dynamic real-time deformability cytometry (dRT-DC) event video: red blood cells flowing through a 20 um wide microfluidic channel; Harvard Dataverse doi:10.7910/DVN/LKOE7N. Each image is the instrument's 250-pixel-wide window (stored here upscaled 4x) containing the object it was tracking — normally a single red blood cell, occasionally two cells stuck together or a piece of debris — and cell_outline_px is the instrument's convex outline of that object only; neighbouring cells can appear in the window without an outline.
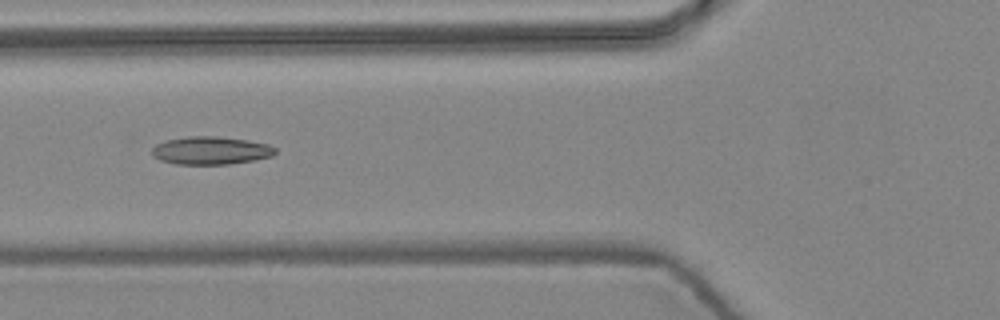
{"species": "common noctule bat (a hibernating species)", "species_latin": "Nyctalus noctula", "temperature_condition": "warm", "stored_images_in_passage": 8, "camera_frame_rate_fps": 3000, "um_per_image_px": 0.085, "animal": {"sex": "female", "body_mass_g": 24.6, "forearm_length_mm": 56.2}, "frame": {"image": 1, "passage_image": 5, "time_ms": 1.333, "image_size_px": [1000, 320], "cell_outline_px": [[276, 152], [272, 156], [256, 160], [228, 164], [176, 164], [160, 160], [152, 156], [152, 148], [156, 144], [168, 140], [188, 136], [216, 136], [248, 140], [268, 144], [276, 148]], "centroid_in_image_um": [17.93, 12.79], "position_along_channel_um": 107.9, "area_um2": 20.11}}
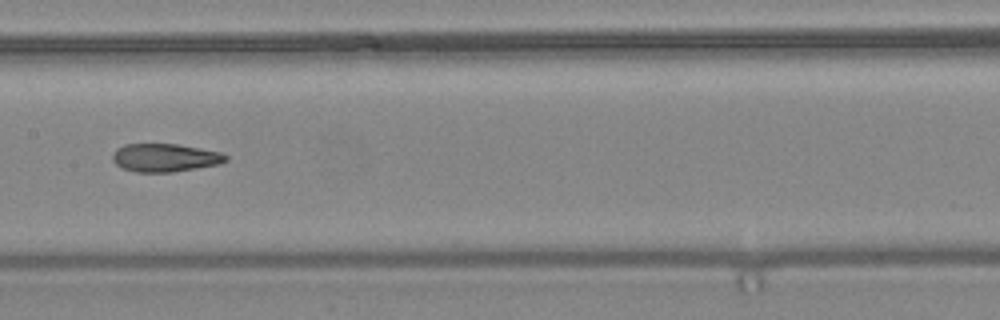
{"frame": {"image": 2, "passage_image": 7, "time_ms": 2.0, "image_size_px": [1000, 320], "cell_outline_px": [[228, 160], [220, 164], [172, 172], [136, 172], [120, 168], [112, 160], [112, 152], [116, 148], [124, 144], [176, 144], [220, 152], [228, 156]], "centroid_in_image_um": [13.98, 13.41], "position_along_channel_um": 193.4, "area_um2": 18.67}}
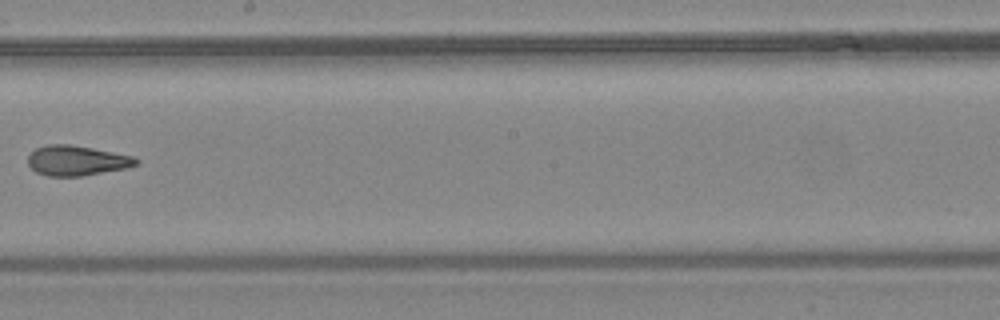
{"frame": {"image": 3, "passage_image": 8, "time_ms": 2.333, "image_size_px": [1000, 320], "cell_outline_px": [[140, 160], [136, 164], [128, 168], [80, 176], [48, 176], [36, 172], [28, 164], [28, 156], [36, 148], [48, 144], [68, 144], [92, 148], [132, 156]], "centroid_in_image_um": [6.51, 13.65], "position_along_channel_um": 241.7, "area_um2": 18.79}}